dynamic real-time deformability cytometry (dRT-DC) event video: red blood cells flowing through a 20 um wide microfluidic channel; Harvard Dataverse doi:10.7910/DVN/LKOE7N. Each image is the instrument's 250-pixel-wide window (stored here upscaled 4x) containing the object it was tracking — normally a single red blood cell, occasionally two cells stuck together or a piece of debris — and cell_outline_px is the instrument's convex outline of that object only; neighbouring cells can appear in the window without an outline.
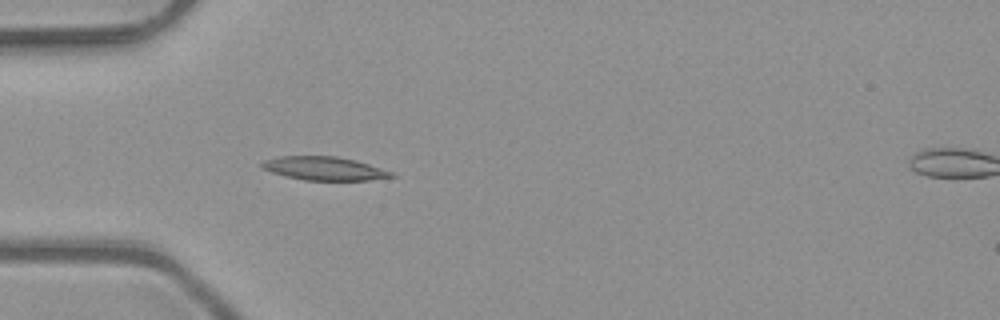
{"species": "common noctule bat (a hibernating species)", "species_latin": "Nyctalus noctula", "temperature_condition": "room temperature", "stored_images_in_passage": 5, "camera_frame_rate_fps": 3000, "um_per_image_px": 0.085, "animal": {"sex": "male", "body_mass_g": 23.1, "forearm_length_mm": 52.7}, "frame": {"image": 1, "passage_image": 4, "time_ms": 1.0, "image_size_px": [1000, 320], "cell_outline_px": [[396, 176], [368, 180], [304, 180], [272, 172], [260, 168], [260, 164], [264, 160], [280, 156], [336, 156], [356, 160], [392, 172]], "centroid_in_image_um": [27.53, 14.31], "position_along_channel_um": 57.5, "area_um2": 17.57}}